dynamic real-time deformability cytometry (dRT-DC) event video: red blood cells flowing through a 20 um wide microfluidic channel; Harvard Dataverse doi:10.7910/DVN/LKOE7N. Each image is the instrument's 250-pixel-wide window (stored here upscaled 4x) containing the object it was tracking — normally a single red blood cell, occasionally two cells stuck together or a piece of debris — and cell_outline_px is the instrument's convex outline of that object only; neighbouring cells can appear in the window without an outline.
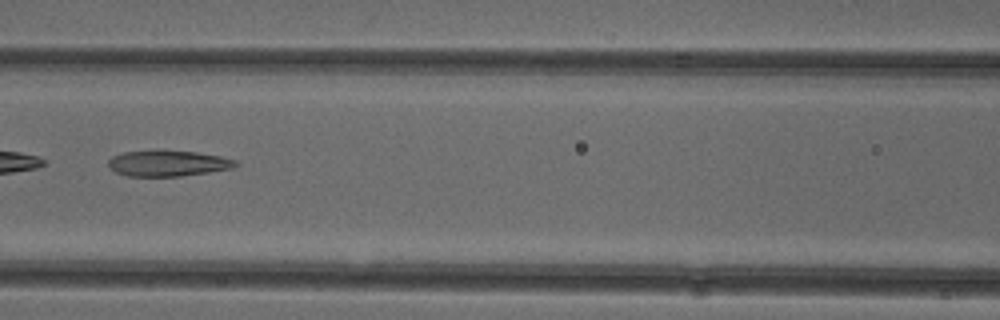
{"species": "common noctule bat (a hibernating species)", "species_latin": "Nyctalus noctula", "temperature_condition": "cold", "stored_images_in_passage": 49, "camera_frame_rate_fps": 3000, "um_per_image_px": 0.085, "animal": {"sex": "female"}, "frame": {"image": 1, "passage_image": 22, "time_ms": 7.0, "image_size_px": [1000, 320], "cell_outline_px": [[240, 164], [236, 168], [180, 176], [128, 176], [116, 172], [108, 164], [108, 160], [112, 156], [124, 152], [196, 152], [220, 156], [236, 160]], "centroid_in_image_um": [14.34, 13.91], "position_along_channel_um": 152.3, "area_um2": 18.67}}
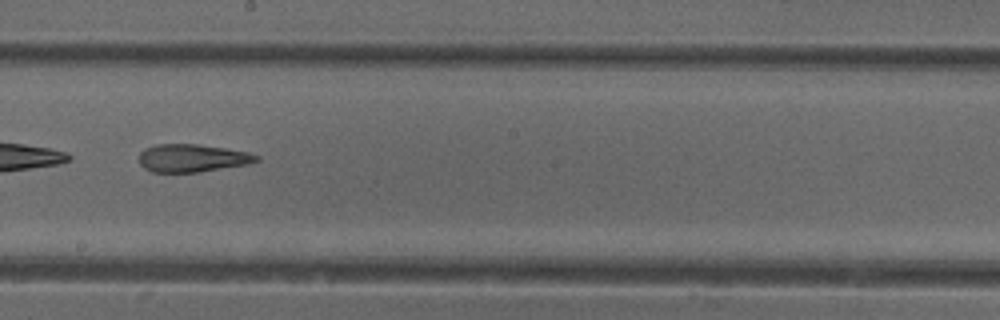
{"frame": {"image": 2, "passage_image": 28, "time_ms": 9.0, "image_size_px": [1000, 320], "cell_outline_px": [[260, 160], [248, 164], [200, 172], [152, 172], [144, 168], [140, 164], [140, 152], [144, 148], [156, 144], [196, 144], [224, 148], [248, 152], [260, 156]], "centroid_in_image_um": [16.34, 13.44], "position_along_channel_um": 231.9, "area_um2": 19.07}, "authors_computed_cell_mechanics": {"area_um2": 24.565, "velocity_mm_per_s": 3.9823, "shape_relaxation_time_tau1_ms": null, "shape_relaxation_time_tau2_ms": 2.4714, "deformation_change_tau1": null, "deformation_change_tau2": 0.1333}}